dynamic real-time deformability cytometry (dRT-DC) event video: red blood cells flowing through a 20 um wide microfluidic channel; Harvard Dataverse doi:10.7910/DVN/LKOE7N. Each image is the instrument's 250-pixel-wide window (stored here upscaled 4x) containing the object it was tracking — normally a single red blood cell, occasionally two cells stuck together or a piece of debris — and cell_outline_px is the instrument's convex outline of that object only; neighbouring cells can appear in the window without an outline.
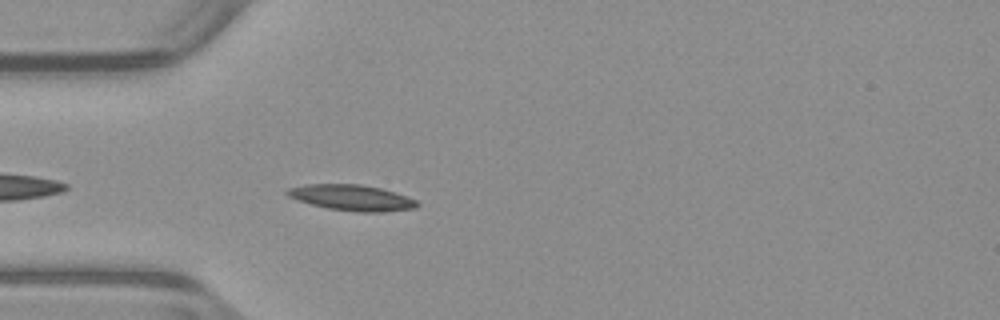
{"species": "common noctule bat (a hibernating species)", "species_latin": "Nyctalus noctula", "temperature_condition": "warm", "stored_images_in_passage": 9, "camera_frame_rate_fps": 3000, "um_per_image_px": 0.085, "animal": {"sex": "male", "body_mass_g": 23.1, "forearm_length_mm": 52.7}, "frame": {"image": 1, "passage_image": 3, "time_ms": 0.667, "image_size_px": [1000, 320], "cell_outline_px": [[420, 204], [416, 208], [384, 212], [356, 212], [328, 208], [312, 204], [288, 196], [284, 192], [288, 188], [308, 184], [360, 184], [380, 188], [416, 200]], "centroid_in_image_um": [29.9, 16.81], "position_along_channel_um": 55.1, "area_um2": 19.31}}
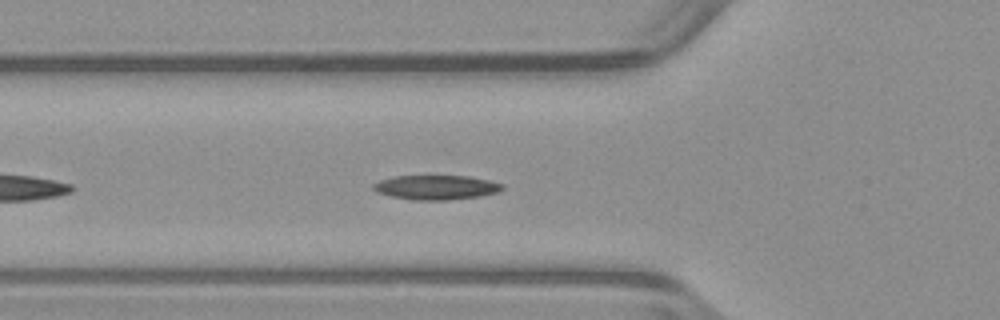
{"frame": {"image": 2, "passage_image": 6, "time_ms": 1.667, "image_size_px": [1000, 320], "cell_outline_px": [[504, 188], [496, 192], [480, 196], [448, 200], [412, 200], [392, 196], [380, 192], [372, 188], [372, 184], [380, 180], [396, 176], [468, 176], [488, 180], [504, 184]], "centroid_in_image_um": [37.09, 15.92], "position_along_channel_um": 88.7, "area_um2": 18.21}}
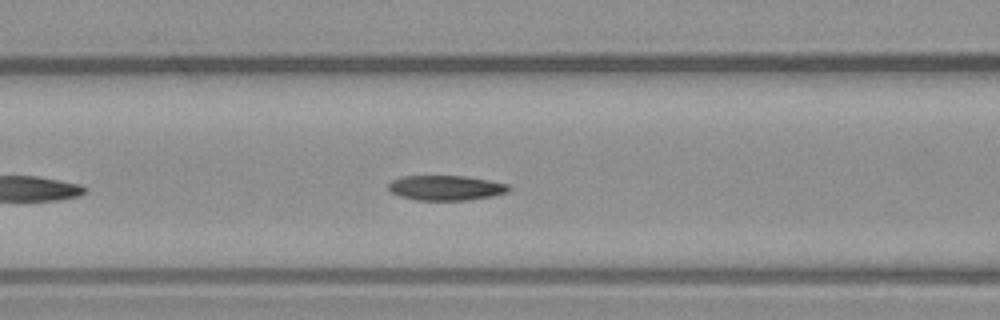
{"frame": {"image": 3, "passage_image": 9, "time_ms": 2.667, "image_size_px": [1000, 320], "cell_outline_px": [[512, 188], [508, 192], [492, 196], [468, 200], [416, 200], [400, 196], [392, 192], [388, 188], [388, 184], [392, 180], [404, 176], [464, 176], [488, 180], [508, 184]], "centroid_in_image_um": [37.92, 15.97], "position_along_channel_um": 128.7, "area_um2": 17.46}}